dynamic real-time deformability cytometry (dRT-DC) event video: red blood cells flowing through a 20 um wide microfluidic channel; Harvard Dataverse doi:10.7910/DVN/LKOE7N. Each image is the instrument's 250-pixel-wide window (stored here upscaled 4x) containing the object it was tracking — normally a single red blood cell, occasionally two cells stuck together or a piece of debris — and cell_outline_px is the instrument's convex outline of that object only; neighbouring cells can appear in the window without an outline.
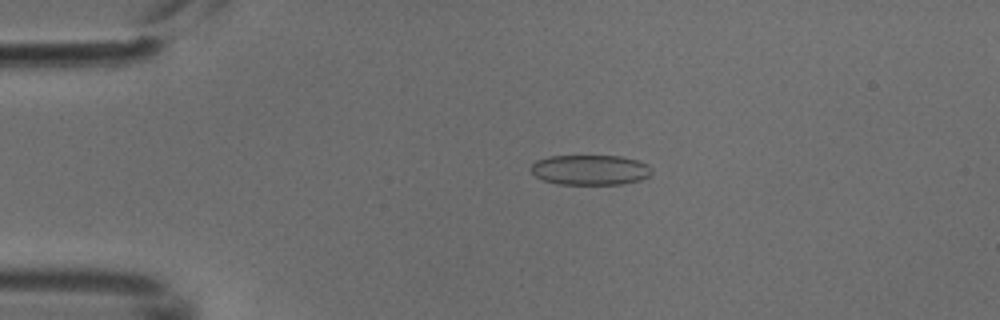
{"species": "common noctule bat (a hibernating species)", "species_latin": "Nyctalus noctula", "temperature_condition": "cold", "stored_images_in_passage": 6, "camera_frame_rate_fps": 3000, "um_per_image_px": 0.085, "animal": {"sex": "male", "body_mass_g": 18.8}, "frame": {"image": 1, "passage_image": 4, "time_ms": 1.0, "image_size_px": [1000, 320], "cell_outline_px": [[652, 172], [648, 176], [640, 180], [620, 184], [556, 184], [544, 180], [536, 176], [528, 168], [536, 160], [548, 156], [620, 156], [636, 160], [648, 164]], "centroid_in_image_um": [50.13, 14.44], "position_along_channel_um": 34.9, "area_um2": 21.21}}